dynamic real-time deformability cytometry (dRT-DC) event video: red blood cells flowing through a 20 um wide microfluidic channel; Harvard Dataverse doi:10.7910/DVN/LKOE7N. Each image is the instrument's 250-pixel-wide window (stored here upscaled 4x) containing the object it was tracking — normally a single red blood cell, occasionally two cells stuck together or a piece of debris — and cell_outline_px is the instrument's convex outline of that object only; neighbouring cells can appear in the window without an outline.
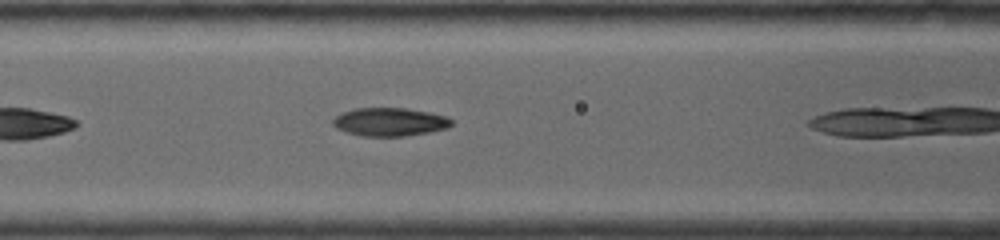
{"species": "common noctule bat (a hibernating species)", "species_latin": "Nyctalus noctula", "temperature_condition": "warm", "stored_images_in_passage": 50, "camera_frame_rate_fps": 5000, "um_per_image_px": 0.085, "animal": {"sex": "female", "body_mass_g": 19.0, "forearm_length_mm": 53.3}, "frame": {"image": 1, "passage_image": 15, "time_ms": 2.8, "image_size_px": [1000, 240], "cell_outline_px": [[452, 124], [444, 128], [428, 132], [404, 136], [364, 136], [348, 132], [336, 128], [332, 124], [332, 120], [340, 112], [352, 108], [408, 108], [448, 116], [452, 120]], "centroid_in_image_um": [33.09, 10.34], "position_along_channel_um": 133.5, "area_um2": 19.54}, "authors_computed_cell_mechanics": {"area_um2": 19.652, "velocity_mm_per_s": 3.9891, "shape_relaxation_time_tau1_ms": null, "shape_relaxation_time_tau2_ms": 4.3279, "deformation_change_tau1": null, "deformation_change_tau2": 0.1217}}